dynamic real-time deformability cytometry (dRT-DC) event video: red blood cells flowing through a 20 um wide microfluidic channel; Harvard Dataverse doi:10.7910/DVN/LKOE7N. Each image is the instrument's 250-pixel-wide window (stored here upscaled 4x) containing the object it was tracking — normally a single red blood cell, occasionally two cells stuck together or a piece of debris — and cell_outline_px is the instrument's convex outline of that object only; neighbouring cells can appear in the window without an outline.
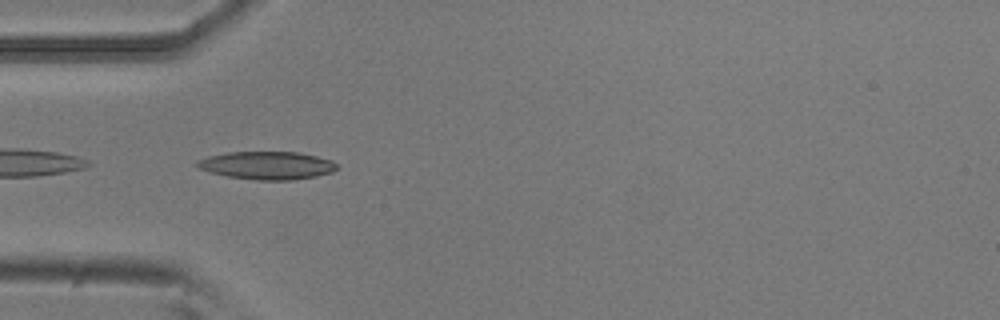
{"species": "common noctule bat (a hibernating species)", "species_latin": "Nyctalus noctula", "temperature_condition": "room temperature", "stored_images_in_passage": 2, "camera_frame_rate_fps": 3000, "um_per_image_px": 0.085, "animal": {"sex": "male", "body_mass_g": 20.5, "forearm_length_mm": 52.5}, "frame": {"image": 1, "passage_image": 1, "time_ms": 0.0, "image_size_px": [1000, 320], "cell_outline_px": [[336, 168], [332, 172], [316, 176], [292, 180], [256, 180], [228, 176], [208, 172], [200, 168], [196, 164], [196, 160], [208, 156], [228, 152], [296, 152], [316, 156], [332, 160], [336, 164]], "centroid_in_image_um": [22.68, 14.06], "position_along_channel_um": 62.3, "area_um2": 22.66}}
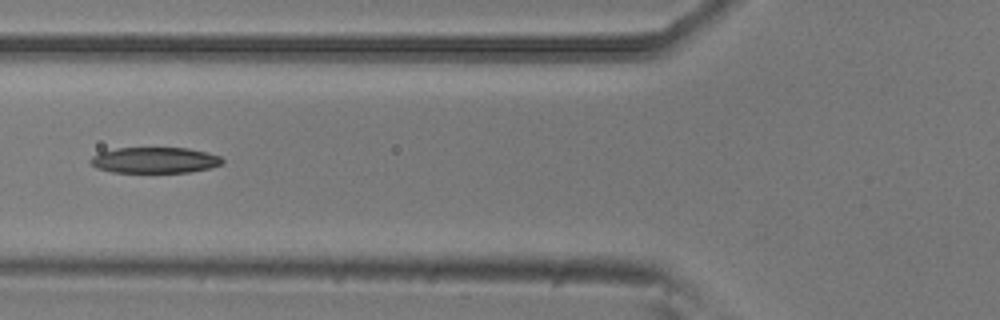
{"frame": {"image": 2, "passage_image": 2, "time_ms": 0.333, "image_size_px": [1000, 320], "cell_outline_px": [[224, 160], [220, 164], [208, 168], [188, 172], [112, 172], [96, 168], [88, 160], [92, 156], [100, 152], [116, 148], [188, 148], [208, 152], [220, 156]], "centroid_in_image_um": [13.13, 13.61], "position_along_channel_um": 112.7, "area_um2": 19.83}}